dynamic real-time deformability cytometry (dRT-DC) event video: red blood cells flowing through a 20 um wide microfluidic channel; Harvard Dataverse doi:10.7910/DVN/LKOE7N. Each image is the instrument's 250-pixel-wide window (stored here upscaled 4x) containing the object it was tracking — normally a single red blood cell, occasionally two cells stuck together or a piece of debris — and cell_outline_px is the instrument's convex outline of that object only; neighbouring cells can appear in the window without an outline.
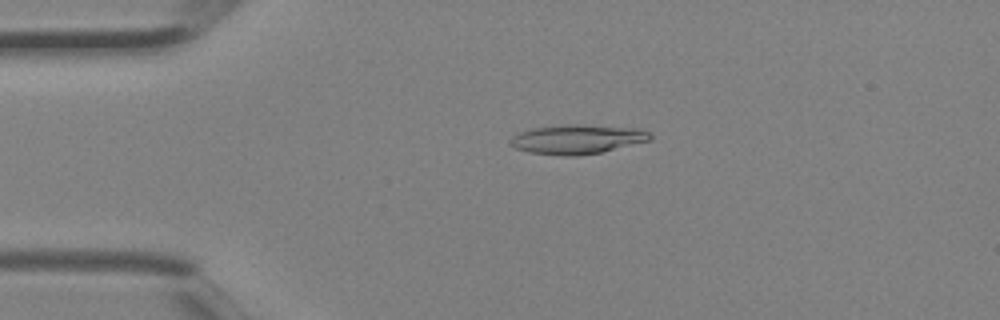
{"species": "Egyptian fruit bat (a non-hibernating species)", "species_latin": "Rousettus aegyptiacus", "temperature_condition": "room temperature", "stored_images_in_passage": 2, "camera_frame_rate_fps": 3000, "um_per_image_px": 0.085, "animal": {"sex": "female"}, "frame": {"image": 1, "passage_image": 1, "time_ms": 0.0, "image_size_px": [1000, 320], "cell_outline_px": [[652, 140], [600, 152], [576, 156], [568, 156], [528, 152], [516, 148], [508, 144], [512, 136], [520, 132], [532, 128], [568, 124], [576, 124], [640, 128], [648, 132], [652, 136]], "centroid_in_image_um": [49.07, 11.83], "position_along_channel_um": 35.9, "area_um2": 23.87}}
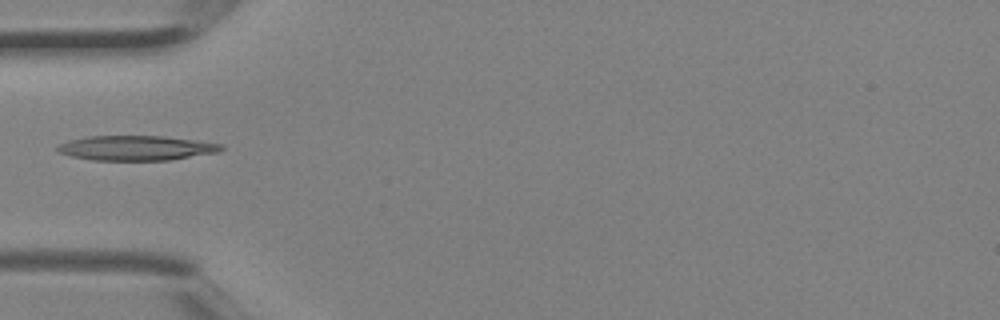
{"frame": {"image": 2, "passage_image": 2, "time_ms": 0.333, "image_size_px": [1000, 320], "cell_outline_px": [[224, 148], [216, 152], [168, 160], [92, 160], [72, 156], [60, 152], [56, 148], [60, 144], [68, 140], [88, 136], [164, 136], [224, 144]], "centroid_in_image_um": [11.57, 12.57], "position_along_channel_um": 73.4, "area_um2": 23.41}}